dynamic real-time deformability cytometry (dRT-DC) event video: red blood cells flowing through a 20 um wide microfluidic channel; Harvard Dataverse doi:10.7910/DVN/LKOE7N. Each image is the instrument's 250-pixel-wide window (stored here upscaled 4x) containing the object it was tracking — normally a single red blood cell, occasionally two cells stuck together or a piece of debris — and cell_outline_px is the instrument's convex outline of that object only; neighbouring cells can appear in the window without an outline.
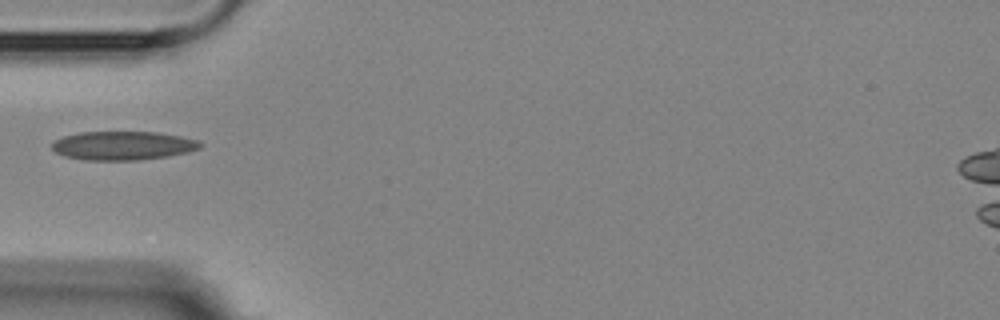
{"species": "Egyptian fruit bat (a non-hibernating species)", "species_latin": "Rousettus aegyptiacus", "temperature_condition": "room temperature", "stored_images_in_passage": 1, "camera_frame_rate_fps": 3000, "um_per_image_px": 0.085, "animal": {"sex": "female"}, "frame": {"image": 1, "passage_image": 1, "time_ms": 0.0, "image_size_px": [1000, 320], "cell_outline_px": [[204, 144], [200, 148], [188, 152], [168, 156], [136, 160], [84, 160], [64, 156], [56, 152], [52, 148], [52, 144], [56, 140], [64, 136], [80, 132], [156, 132], [180, 136], [200, 140]], "centroid_in_image_um": [10.48, 12.38], "position_along_channel_um": 74.5, "area_um2": 24.85}}